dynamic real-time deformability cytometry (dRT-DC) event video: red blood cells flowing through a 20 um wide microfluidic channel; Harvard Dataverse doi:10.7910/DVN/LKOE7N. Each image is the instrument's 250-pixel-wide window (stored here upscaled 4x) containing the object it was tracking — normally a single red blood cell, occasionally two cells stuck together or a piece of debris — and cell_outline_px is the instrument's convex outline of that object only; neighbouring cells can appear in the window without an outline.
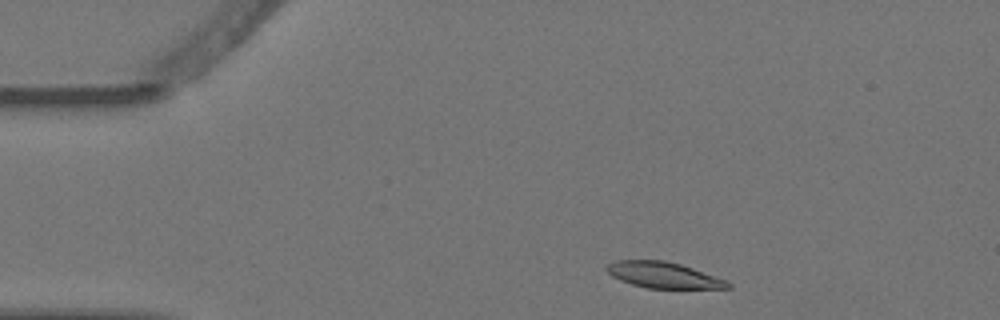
{"species": "Egyptian fruit bat (a non-hibernating species)", "species_latin": "Rousettus aegyptiacus", "temperature_condition": "warm", "stored_images_in_passage": 3, "camera_frame_rate_fps": 3000, "um_per_image_px": 0.085, "animal": {"sex": "female"}, "frame": {"image": 1, "passage_image": 1, "time_ms": 0.0, "image_size_px": [1000, 320], "cell_outline_px": [[732, 288], [648, 288], [632, 284], [620, 280], [612, 276], [604, 268], [608, 264], [616, 260], [664, 260], [680, 264], [692, 268], [724, 280], [732, 284]], "centroid_in_image_um": [56.35, 23.37], "position_along_channel_um": 28.7, "area_um2": 18.09}}
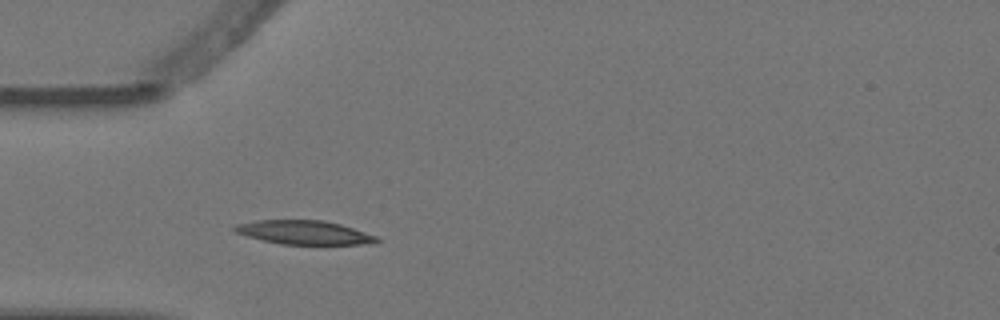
{"frame": {"image": 2, "passage_image": 3, "time_ms": 0.667, "image_size_px": [1000, 320], "cell_outline_px": [[380, 240], [368, 244], [280, 244], [248, 236], [236, 232], [232, 228], [236, 224], [256, 220], [324, 220], [340, 224], [376, 236]], "centroid_in_image_um": [25.83, 19.75], "position_along_channel_um": 59.2, "area_um2": 19.48}}